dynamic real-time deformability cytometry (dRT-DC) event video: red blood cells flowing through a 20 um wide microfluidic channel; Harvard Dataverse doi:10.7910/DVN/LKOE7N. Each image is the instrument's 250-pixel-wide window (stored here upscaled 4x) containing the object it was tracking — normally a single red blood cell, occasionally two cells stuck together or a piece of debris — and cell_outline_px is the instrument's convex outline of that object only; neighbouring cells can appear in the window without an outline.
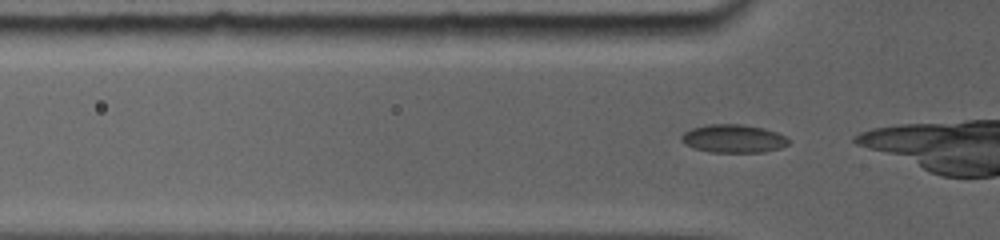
{"species": "common noctule bat (a hibernating species)", "species_latin": "Nyctalus noctula", "temperature_condition": "room temperature", "stored_images_in_passage": 24, "camera_frame_rate_fps": 5000, "um_per_image_px": 0.085, "animal": {"sex": "female", "body_mass_g": 19.0, "forearm_length_mm": 56.7}, "frame": {"image": 1, "passage_image": 2, "time_ms": 0.2, "image_size_px": [1000, 240], "cell_outline_px": [[788, 144], [780, 148], [764, 152], [712, 152], [696, 148], [688, 144], [680, 136], [684, 132], [692, 128], [712, 124], [736, 124], [760, 128], [776, 132], [784, 136], [788, 140]], "centroid_in_image_um": [62.36, 11.79], "position_along_channel_um": 63.4, "area_um2": 17.05}}
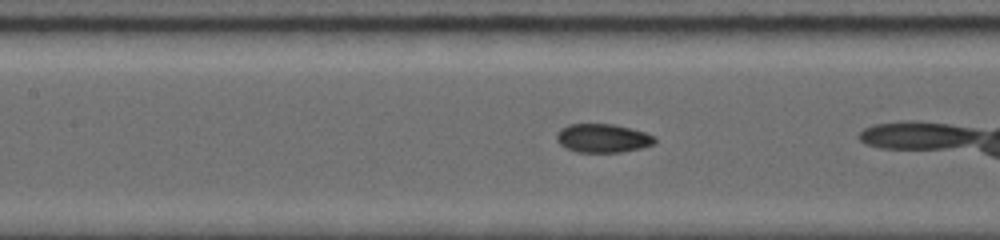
{"frame": {"image": 2, "passage_image": 11, "time_ms": 2.6, "image_size_px": [1000, 240], "cell_outline_px": [[656, 140], [652, 144], [640, 148], [620, 152], [580, 152], [568, 148], [560, 144], [556, 136], [568, 124], [612, 124], [644, 132], [652, 136]], "centroid_in_image_um": [51.24, 11.75], "position_along_channel_um": 156.2, "area_um2": 15.84}}
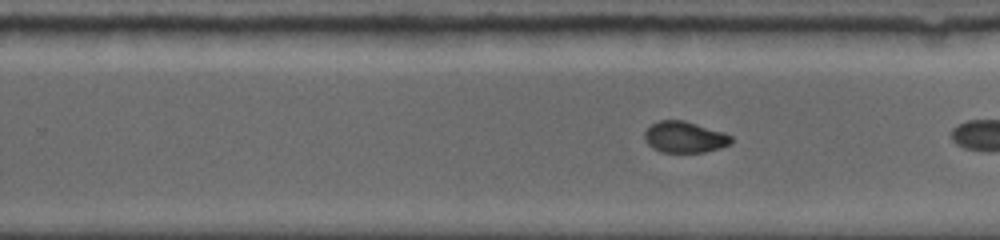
{"frame": {"image": 3, "passage_image": 23, "time_ms": 5.6, "image_size_px": [1000, 240], "cell_outline_px": [[732, 144], [720, 148], [704, 152], [660, 152], [652, 148], [644, 140], [644, 132], [652, 124], [660, 120], [684, 120], [724, 132], [732, 136]], "centroid_in_image_um": [58.2, 11.66], "position_along_channel_um": 271.6, "area_um2": 15.9}}